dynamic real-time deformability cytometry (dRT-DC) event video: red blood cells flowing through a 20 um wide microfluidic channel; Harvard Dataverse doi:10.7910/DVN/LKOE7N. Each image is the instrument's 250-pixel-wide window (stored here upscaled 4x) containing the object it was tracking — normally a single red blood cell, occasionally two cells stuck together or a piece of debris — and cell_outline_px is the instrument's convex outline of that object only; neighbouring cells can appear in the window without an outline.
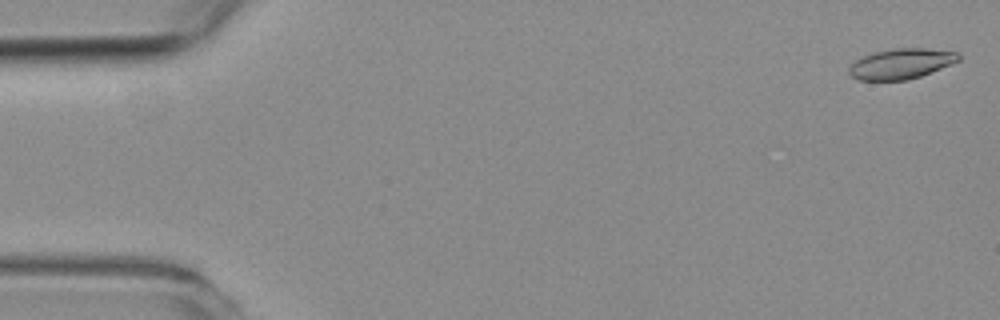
{"species": "common noctule bat (a hibernating species)", "species_latin": "Nyctalus noctula", "temperature_condition": "room temperature", "stored_images_in_passage": 44, "camera_frame_rate_fps": 3000, "um_per_image_px": 0.085, "animal": {"sex": "female", "body_mass_g": 19.3, "forearm_length_mm": 54.1}, "frame": {"image": 1, "passage_image": 2, "time_ms": 0.333, "image_size_px": [1000, 320], "cell_outline_px": [[960, 60], [952, 64], [920, 76], [908, 80], [856, 80], [848, 72], [848, 68], [856, 60], [872, 52], [896, 48], [924, 48], [956, 52], [960, 56]], "centroid_in_image_um": [76.58, 5.42], "position_along_channel_um": 8.4, "area_um2": 19.31}}
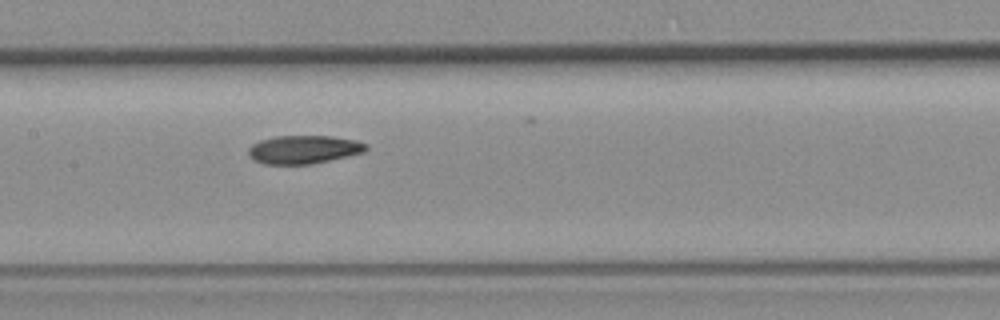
{"frame": {"image": 2, "passage_image": 27, "time_ms": 8.667, "image_size_px": [1000, 320], "cell_outline_px": [[368, 148], [364, 152], [312, 164], [264, 164], [252, 160], [248, 156], [248, 148], [252, 144], [260, 140], [276, 136], [332, 136], [356, 140], [368, 144]], "centroid_in_image_um": [25.79, 12.71], "position_along_channel_um": 181.6, "area_um2": 19.54}}
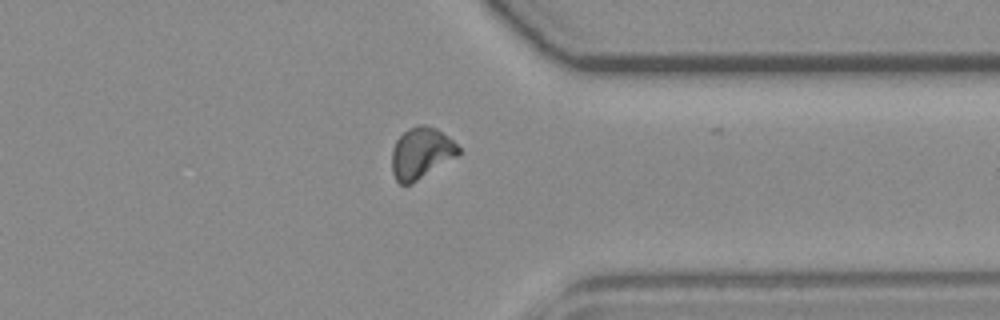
{"frame": {"image": 3, "passage_image": 43, "time_ms": 14.0, "image_size_px": [1000, 320], "cell_outline_px": [[460, 152], [456, 156], [412, 184], [400, 184], [396, 180], [392, 172], [392, 148], [396, 140], [408, 128], [416, 124], [424, 124], [436, 128], [452, 140], [460, 148]], "centroid_in_image_um": [35.77, 13.0], "position_along_channel_um": 375.6, "area_um2": 19.83}, "authors_computed_cell_mechanics": {"area_um2": 19.5942, "velocity_mm_per_s": 3.7559, "shape_relaxation_time_tau1_ms": 8.8484, "shape_relaxation_time_tau2_ms": 4.9635, "deformation_change_tau1": 0.1978, "deformation_change_tau2": 0.0855}}